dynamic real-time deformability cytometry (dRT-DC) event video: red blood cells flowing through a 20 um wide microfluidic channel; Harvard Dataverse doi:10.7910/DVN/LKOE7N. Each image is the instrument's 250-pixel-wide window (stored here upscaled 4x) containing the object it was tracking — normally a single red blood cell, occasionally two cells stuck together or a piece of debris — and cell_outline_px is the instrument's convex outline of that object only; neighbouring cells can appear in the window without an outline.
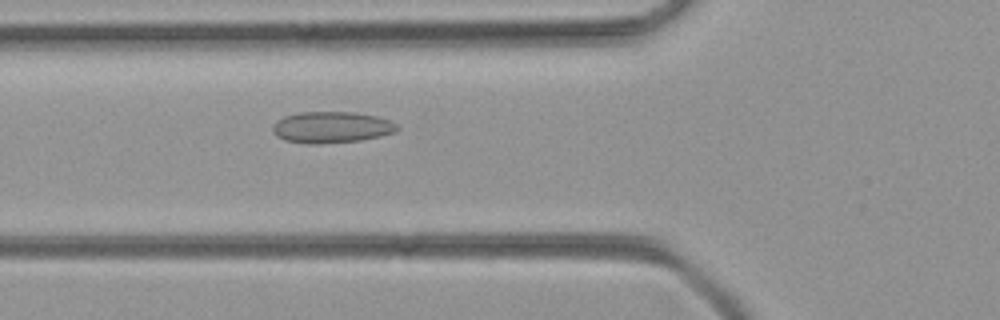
{"species": "common noctule bat (a hibernating species)", "species_latin": "Nyctalus noctula", "temperature_condition": "room temperature", "stored_images_in_passage": 36, "camera_frame_rate_fps": 3000, "um_per_image_px": 0.085, "animal": {"sex": "female", "body_mass_g": 21.9}, "frame": {"image": 1, "passage_image": 4, "time_ms": 1.0, "image_size_px": [1000, 320], "cell_outline_px": [[400, 128], [396, 132], [380, 136], [360, 140], [320, 144], [308, 144], [284, 140], [276, 136], [272, 132], [272, 124], [276, 120], [284, 116], [300, 112], [356, 112], [376, 116], [400, 124]], "centroid_in_image_um": [28.17, 10.82], "position_along_channel_um": 97.6, "area_um2": 23.06}}
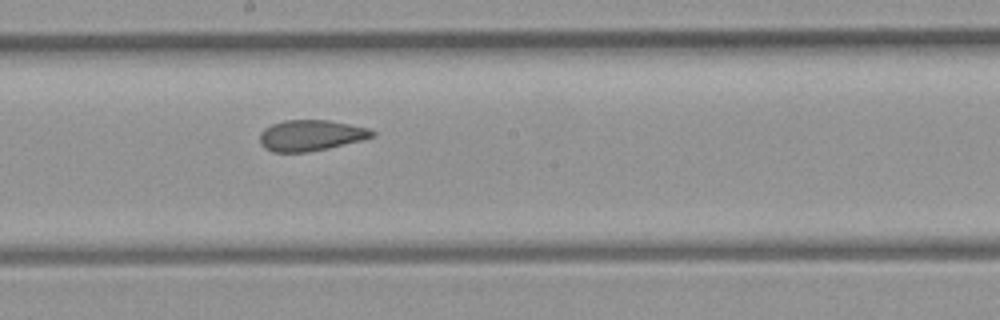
{"frame": {"image": 2, "passage_image": 13, "time_ms": 4.0, "image_size_px": [1000, 320], "cell_outline_px": [[376, 136], [328, 148], [308, 152], [272, 152], [264, 148], [260, 144], [260, 132], [264, 128], [272, 124], [284, 120], [328, 120], [372, 128], [376, 132]], "centroid_in_image_um": [26.43, 11.5], "position_along_channel_um": 221.8, "area_um2": 20.4}}
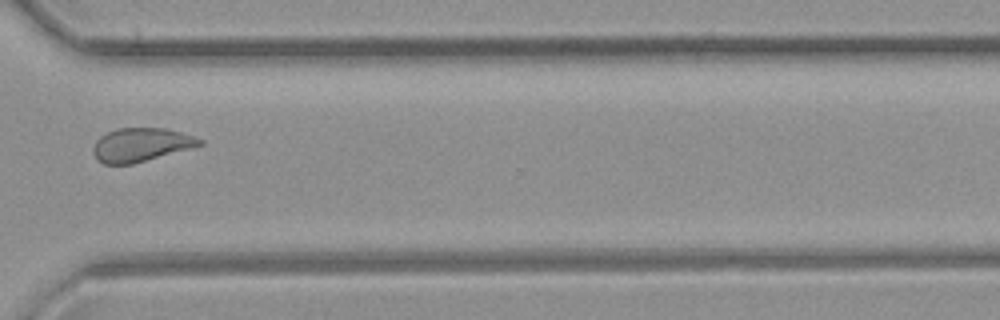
{"frame": {"image": 3, "passage_image": 23, "time_ms": 7.333, "image_size_px": [1000, 320], "cell_outline_px": [[204, 144], [192, 148], [132, 164], [104, 164], [96, 160], [92, 152], [92, 148], [96, 140], [100, 136], [116, 128], [168, 128], [204, 140]], "centroid_in_image_um": [11.96, 12.31], "position_along_channel_um": 358.6, "area_um2": 20.98}}